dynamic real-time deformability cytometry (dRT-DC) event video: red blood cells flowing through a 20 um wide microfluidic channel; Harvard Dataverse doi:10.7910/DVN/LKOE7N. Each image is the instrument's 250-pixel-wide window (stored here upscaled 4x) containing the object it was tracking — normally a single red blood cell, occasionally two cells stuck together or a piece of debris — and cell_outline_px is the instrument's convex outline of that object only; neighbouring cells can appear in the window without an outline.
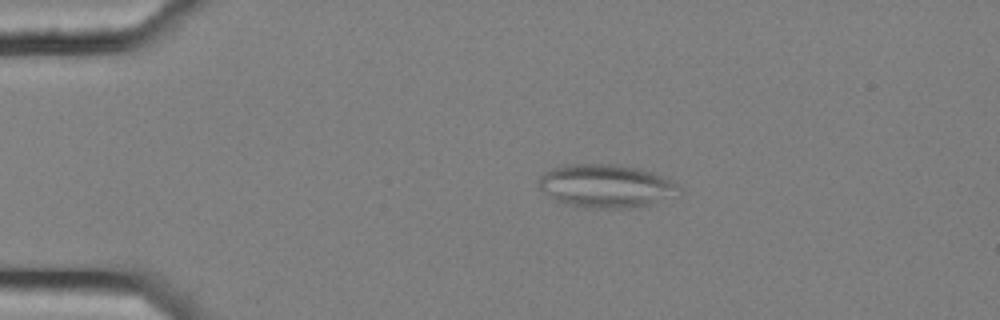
{"species": "common noctule bat (a hibernating species)", "species_latin": "Nyctalus noctula", "temperature_condition": "cold", "stored_images_in_passage": 6, "camera_frame_rate_fps": 3000, "um_per_image_px": 0.085, "animal": {"sex": "female", "body_mass_g": 25.1}, "frame": {"image": 1, "passage_image": 2, "time_ms": 0.333, "image_size_px": [1000, 320], "cell_outline_px": [[684, 188], [680, 192], [640, 208], [576, 208], [564, 204], [556, 200], [544, 192], [540, 188], [540, 176], [544, 172], [552, 168], [564, 164], [616, 164], [636, 168], [652, 172]], "centroid_in_image_um": [51.47, 15.82], "position_along_channel_um": 33.5, "area_um2": 35.37}}